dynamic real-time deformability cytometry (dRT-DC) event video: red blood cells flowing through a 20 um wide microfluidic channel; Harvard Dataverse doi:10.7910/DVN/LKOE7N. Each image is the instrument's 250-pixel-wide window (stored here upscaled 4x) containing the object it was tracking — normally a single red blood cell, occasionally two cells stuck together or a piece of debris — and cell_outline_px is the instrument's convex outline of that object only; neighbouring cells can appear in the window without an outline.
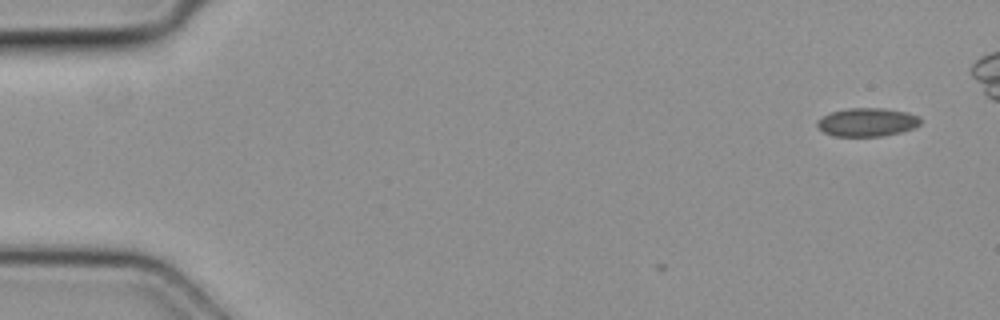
{"species": "common noctule bat (a hibernating species)", "species_latin": "Nyctalus noctula", "temperature_condition": "cold", "stored_images_in_passage": 8, "camera_frame_rate_fps": 3000, "um_per_image_px": 0.085, "animal": {"sex": "female", "body_mass_g": 19.3, "forearm_length_mm": 54.1}, "frame": {"image": 1, "passage_image": 1, "time_ms": 0.0, "image_size_px": [1000, 320], "cell_outline_px": [[920, 124], [912, 128], [900, 132], [880, 136], [832, 136], [824, 132], [816, 124], [824, 116], [832, 112], [848, 108], [884, 108], [908, 112], [920, 116]], "centroid_in_image_um": [73.74, 10.38], "position_along_channel_um": 11.3, "area_um2": 16.94}}